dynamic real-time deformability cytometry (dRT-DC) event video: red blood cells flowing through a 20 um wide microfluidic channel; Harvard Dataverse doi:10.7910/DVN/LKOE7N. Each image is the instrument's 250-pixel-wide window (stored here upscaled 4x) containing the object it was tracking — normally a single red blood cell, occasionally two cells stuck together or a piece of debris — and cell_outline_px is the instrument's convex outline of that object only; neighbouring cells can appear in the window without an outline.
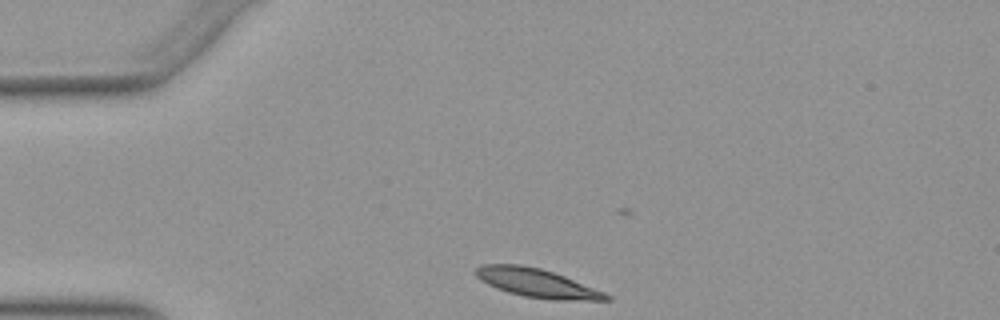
{"species": "Egyptian fruit bat (a non-hibernating species)", "species_latin": "Rousettus aegyptiacus", "temperature_condition": "warm", "stored_images_in_passage": 32, "camera_frame_rate_fps": 3000, "um_per_image_px": 0.085, "animal": {"sex": "female"}, "frame": {"image": 1, "passage_image": 1, "time_ms": 0.0, "image_size_px": [1000, 320], "cell_outline_px": [[612, 300], [552, 300], [524, 296], [508, 292], [496, 288], [480, 280], [476, 276], [476, 268], [480, 264], [520, 264], [540, 268], [564, 276], [604, 292], [612, 296]], "centroid_in_image_um": [45.63, 24.06], "position_along_channel_um": 39.4, "area_um2": 21.68}}
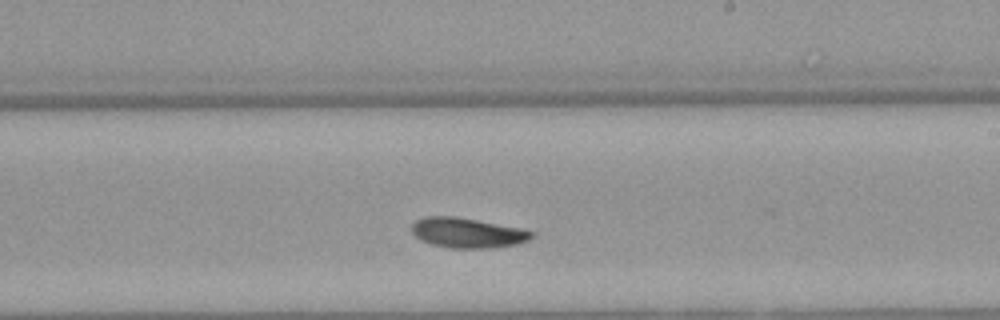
{"frame": {"image": 2, "passage_image": 20, "time_ms": 6.333, "image_size_px": [1000, 320], "cell_outline_px": [[536, 236], [528, 240], [516, 244], [492, 248], [448, 248], [432, 244], [420, 240], [412, 232], [412, 224], [416, 220], [424, 216], [456, 216], [524, 228], [536, 232]], "centroid_in_image_um": [39.78, 19.78], "position_along_channel_um": 249.2, "area_um2": 21.33}}
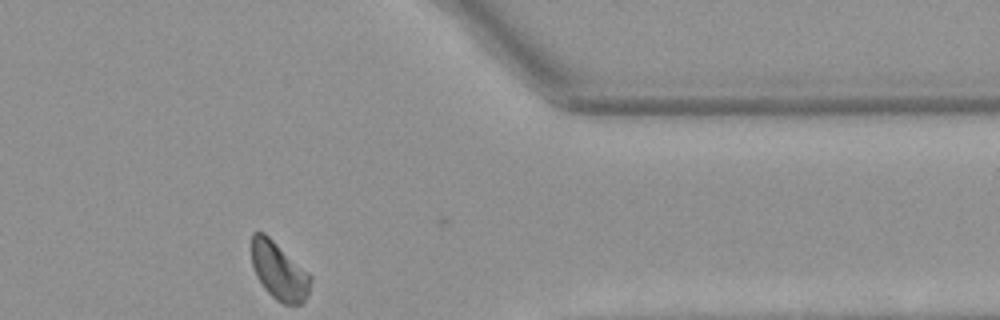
{"frame": {"image": 3, "passage_image": 32, "time_ms": 10.333, "image_size_px": [1000, 320], "cell_outline_px": [[312, 280], [308, 292], [304, 300], [300, 304], [284, 304], [276, 300], [264, 288], [256, 276], [252, 264], [252, 232], [264, 232], [308, 272], [312, 276]], "centroid_in_image_um": [23.71, 23.04], "position_along_channel_um": 387.7, "area_um2": 19.59}, "authors_computed_cell_mechanics": {"area_um2": 20.5768, "velocity_mm_per_s": 3.8788, "shape_relaxation_time_tau1_ms": 7.2667, "shape_relaxation_time_tau2_ms": 5.4691, "deformation_change_tau1": 0.1376, "deformation_change_tau2": 0.0841}}